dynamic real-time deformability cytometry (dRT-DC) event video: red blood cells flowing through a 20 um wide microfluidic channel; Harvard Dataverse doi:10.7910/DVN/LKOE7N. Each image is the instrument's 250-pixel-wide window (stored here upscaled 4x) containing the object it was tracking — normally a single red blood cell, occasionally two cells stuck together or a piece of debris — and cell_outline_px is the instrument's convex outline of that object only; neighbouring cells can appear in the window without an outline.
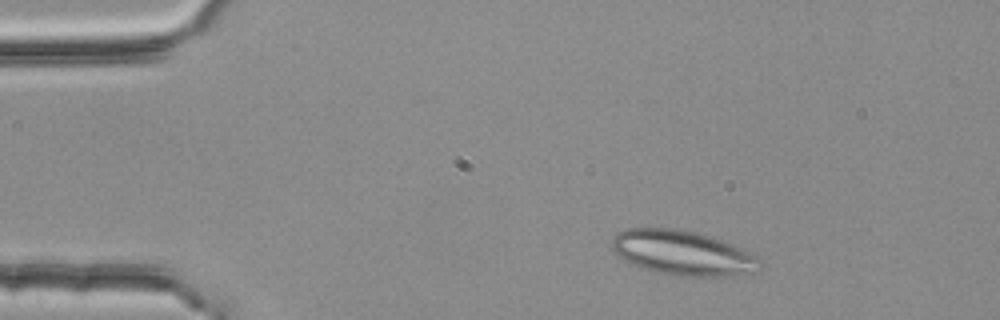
{"species": "common noctule bat (a hibernating species)", "species_latin": "Nyctalus noctula", "temperature_condition": "room temperature", "stored_images_in_passage": 2, "camera_frame_rate_fps": 3000, "um_per_image_px": 0.085, "animal": {"sex": "female", "body_mass_g": 25.1}, "frame": {"image": 1, "passage_image": 1, "time_ms": 0.0, "image_size_px": [1000, 320], "cell_outline_px": [[764, 260], [760, 272], [720, 276], [680, 276], [656, 272], [624, 260], [612, 248], [612, 236], [628, 228], [680, 228], [712, 236], [756, 252]], "centroid_in_image_um": [58.17, 21.49], "position_along_channel_um": 26.8, "area_um2": 39.19}}